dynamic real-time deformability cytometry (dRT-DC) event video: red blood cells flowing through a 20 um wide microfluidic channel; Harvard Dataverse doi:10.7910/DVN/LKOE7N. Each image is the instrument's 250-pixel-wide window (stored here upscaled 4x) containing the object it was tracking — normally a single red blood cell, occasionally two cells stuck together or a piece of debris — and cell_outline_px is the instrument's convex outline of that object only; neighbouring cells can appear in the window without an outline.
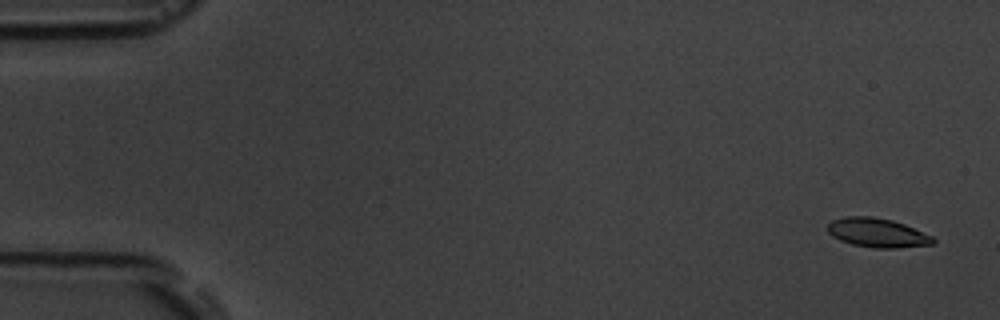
{"species": "common noctule bat (a hibernating species)", "species_latin": "Nyctalus noctula", "temperature_condition": "room temperature", "stored_images_in_passage": 5, "camera_frame_rate_fps": 3000, "um_per_image_px": 0.085, "animal": {"sex": "male", "body_mass_g": 19.5, "forearm_length_mm": 54.6}, "frame": {"image": 1, "passage_image": 1, "time_ms": 0.0, "image_size_px": [1000, 320], "cell_outline_px": [[936, 240], [932, 244], [896, 248], [872, 248], [852, 244], [840, 240], [832, 236], [828, 232], [828, 224], [832, 220], [848, 216], [872, 216], [892, 220], [904, 224], [932, 236]], "centroid_in_image_um": [74.56, 19.78], "position_along_channel_um": 10.4, "area_um2": 17.8}}
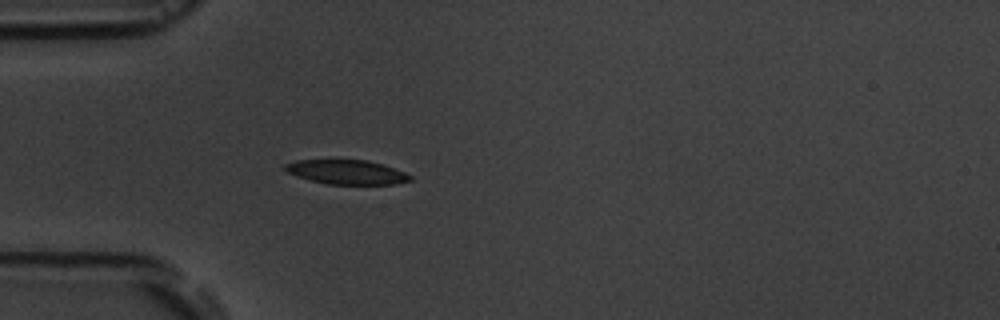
{"frame": {"image": 2, "passage_image": 5, "time_ms": 4.667, "image_size_px": [1000, 320], "cell_outline_px": [[412, 180], [396, 184], [328, 184], [296, 176], [288, 172], [284, 168], [284, 164], [296, 160], [332, 156], [368, 160], [404, 172], [412, 176]], "centroid_in_image_um": [29.39, 14.56], "position_along_channel_um": 55.6, "area_um2": 18.55}}